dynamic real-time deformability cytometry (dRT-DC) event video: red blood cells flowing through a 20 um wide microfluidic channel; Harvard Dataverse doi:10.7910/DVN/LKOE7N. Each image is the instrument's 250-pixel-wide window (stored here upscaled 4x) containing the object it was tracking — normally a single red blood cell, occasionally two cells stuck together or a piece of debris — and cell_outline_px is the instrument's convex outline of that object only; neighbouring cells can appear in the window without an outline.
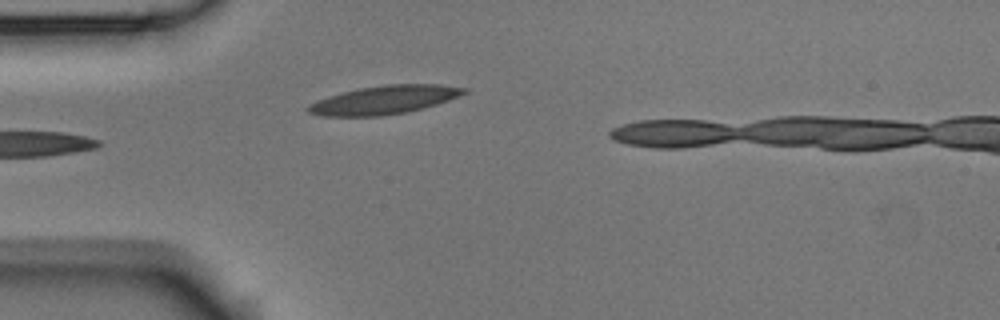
{"species": "Egyptian fruit bat (a non-hibernating species)", "species_latin": "Rousettus aegyptiacus", "temperature_condition": "room temperature", "stored_images_in_passage": 4, "camera_frame_rate_fps": 3000, "um_per_image_px": 0.085, "animal": {"sex": "male"}, "frame": {"image": 1, "passage_image": 4, "time_ms": 1.0, "image_size_px": [1000, 320], "cell_outline_px": [[468, 92], [448, 100], [436, 104], [404, 112], [380, 116], [324, 116], [308, 112], [304, 108], [308, 104], [316, 100], [328, 96], [360, 88], [384, 84], [440, 84], [468, 88]], "centroid_in_image_um": [32.63, 8.48], "position_along_channel_um": 52.4, "area_um2": 25.72}}